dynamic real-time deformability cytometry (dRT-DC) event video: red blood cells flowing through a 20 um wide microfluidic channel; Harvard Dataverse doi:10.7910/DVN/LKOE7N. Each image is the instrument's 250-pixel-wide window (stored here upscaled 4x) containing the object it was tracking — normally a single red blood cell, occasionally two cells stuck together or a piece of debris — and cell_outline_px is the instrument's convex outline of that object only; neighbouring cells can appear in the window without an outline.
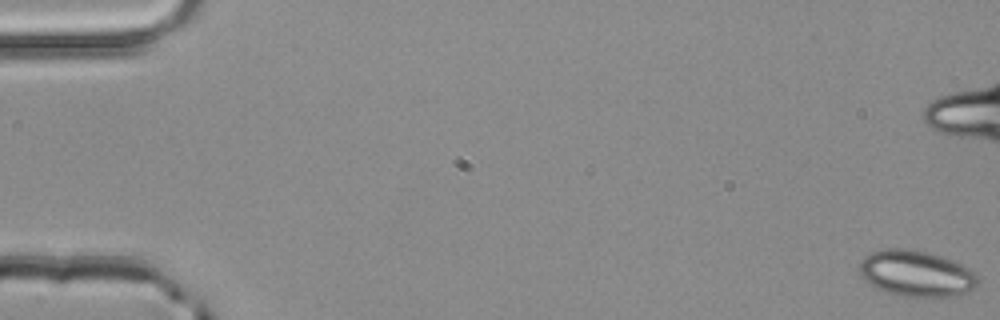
{"species": "common noctule bat (a hibernating species)", "species_latin": "Nyctalus noctula", "temperature_condition": "room temperature", "stored_images_in_passage": 54, "camera_frame_rate_fps": 3000, "um_per_image_px": 0.085, "animal": {"sex": "male", "body_mass_g": 20.4}, "frame": {"image": 1, "passage_image": 1, "time_ms": 0.0, "image_size_px": [1000, 320], "cell_outline_px": [[980, 280], [972, 288], [964, 292], [952, 296], [916, 300], [888, 292], [868, 284], [860, 276], [860, 260], [864, 256], [872, 252], [884, 248], [912, 248], [928, 252], [964, 264], [980, 276]], "centroid_in_image_um": [77.88, 23.26], "position_along_channel_um": 7.1, "area_um2": 32.66}}
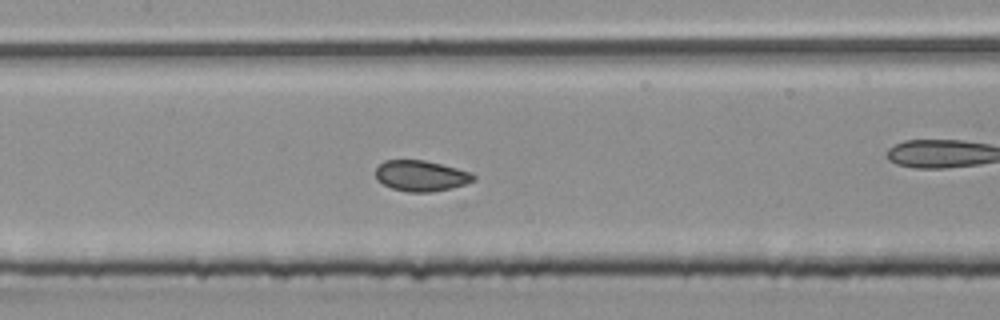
{"frame": {"image": 2, "passage_image": 26, "time_ms": 8.333, "image_size_px": [1000, 320], "cell_outline_px": [[476, 180], [452, 188], [428, 192], [408, 192], [392, 188], [376, 180], [376, 168], [384, 160], [424, 160], [472, 172], [476, 176]], "centroid_in_image_um": [35.79, 14.94], "position_along_channel_um": 171.6, "area_um2": 17.51}}
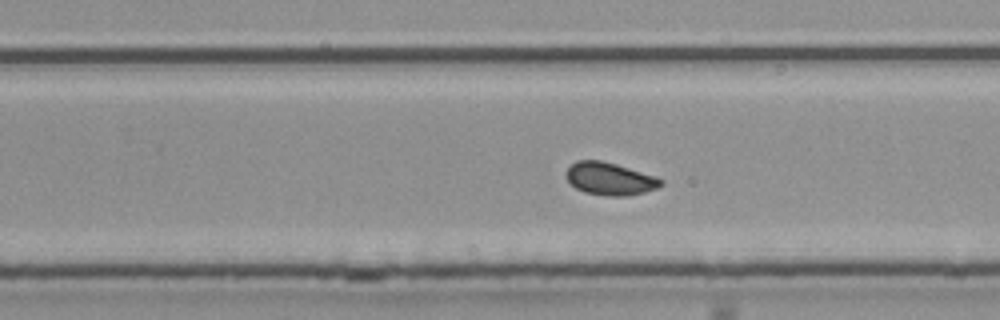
{"frame": {"image": 3, "passage_image": 34, "time_ms": 11.0, "image_size_px": [1000, 320], "cell_outline_px": [[664, 184], [656, 188], [644, 192], [624, 196], [608, 196], [584, 192], [576, 188], [568, 180], [568, 168], [576, 160], [600, 160], [616, 164], [656, 176], [664, 180]], "centroid_in_image_um": [51.88, 15.19], "position_along_channel_um": 277.9, "area_um2": 17.8}, "authors_computed_cell_mechanics": {"area_um2": 18.0336, "velocity_mm_per_s": 4.0063, "shape_relaxation_time_tau1_ms": null, "shape_relaxation_time_tau2_ms": 1.5469, "deformation_change_tau1": null, "deformation_change_tau2": 0.0607}}